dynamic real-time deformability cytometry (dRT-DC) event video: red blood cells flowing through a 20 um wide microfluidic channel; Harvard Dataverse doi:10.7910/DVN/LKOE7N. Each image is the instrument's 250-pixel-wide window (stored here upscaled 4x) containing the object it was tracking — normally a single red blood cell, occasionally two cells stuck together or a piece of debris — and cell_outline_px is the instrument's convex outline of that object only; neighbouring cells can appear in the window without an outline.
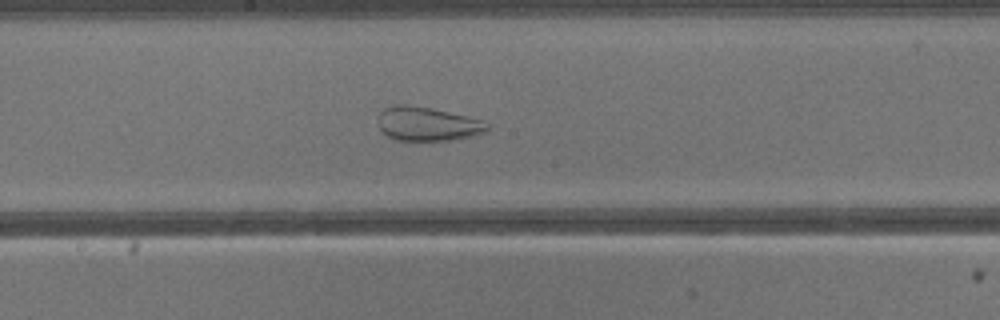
{"species": "common noctule bat (a hibernating species)", "species_latin": "Nyctalus noctula", "temperature_condition": "warm", "stored_images_in_passage": 38, "camera_frame_rate_fps": 3000, "um_per_image_px": 0.085, "animal": {"sex": "male", "body_mass_g": 13.3}, "frame": {"image": 1, "passage_image": 22, "time_ms": 7.0, "image_size_px": [1000, 320], "cell_outline_px": [[492, 128], [488, 132], [476, 136], [448, 140], [396, 140], [388, 136], [380, 128], [380, 112], [384, 108], [396, 104], [404, 104], [432, 108], [468, 116], [480, 120], [488, 124]], "centroid_in_image_um": [36.41, 10.53], "position_along_channel_um": 211.8, "area_um2": 21.62}}
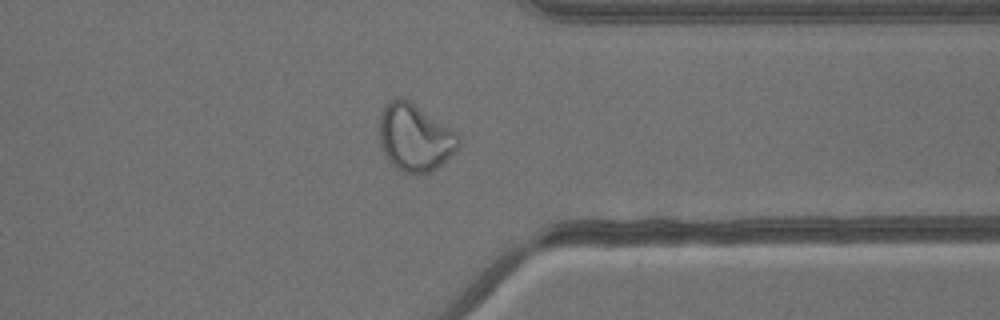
{"frame": {"image": 2, "passage_image": 32, "time_ms": 10.333, "image_size_px": [1000, 320], "cell_outline_px": [[460, 144], [436, 168], [428, 172], [404, 172], [396, 168], [388, 160], [380, 144], [380, 116], [388, 100], [400, 96], [408, 100], [456, 132], [460, 136]], "centroid_in_image_um": [35.23, 11.66], "position_along_channel_um": 376.2, "area_um2": 30.29}}